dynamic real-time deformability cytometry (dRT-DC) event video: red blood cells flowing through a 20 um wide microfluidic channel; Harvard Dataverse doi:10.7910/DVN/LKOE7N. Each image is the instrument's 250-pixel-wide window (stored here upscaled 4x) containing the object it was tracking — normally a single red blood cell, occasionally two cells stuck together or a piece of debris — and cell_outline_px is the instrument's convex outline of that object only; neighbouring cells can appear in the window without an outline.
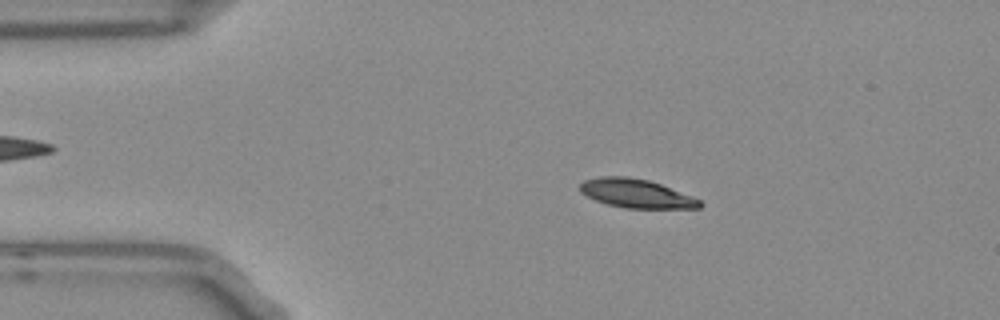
{"species": "Egyptian fruit bat (a non-hibernating species)", "species_latin": "Rousettus aegyptiacus", "temperature_condition": "room temperature", "stored_images_in_passage": 53, "camera_frame_rate_fps": 3000, "um_per_image_px": 0.085, "frame": {"image": 1, "passage_image": 9, "time_ms": 2.667, "image_size_px": [1000, 320], "cell_outline_px": [[704, 204], [700, 208], [624, 208], [608, 204], [596, 200], [580, 192], [580, 184], [584, 180], [600, 176], [628, 176], [648, 180], [660, 184], [692, 196], [700, 200]], "centroid_in_image_um": [54.08, 16.44], "position_along_channel_um": 30.9, "area_um2": 20.0}}
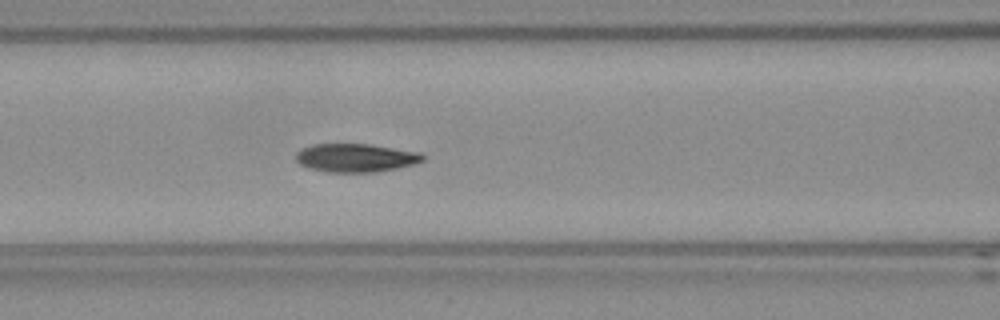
{"frame": {"image": 2, "passage_image": 21, "time_ms": 6.667, "image_size_px": [1000, 320], "cell_outline_px": [[424, 160], [412, 164], [396, 168], [376, 172], [328, 172], [308, 168], [300, 164], [296, 160], [296, 152], [312, 144], [368, 144], [420, 152], [424, 156]], "centroid_in_image_um": [30.21, 13.41], "position_along_channel_um": 136.4, "area_um2": 20.87}}
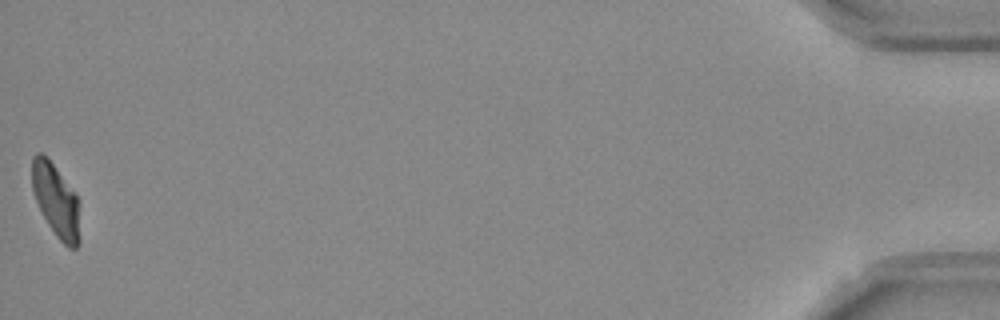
{"frame": {"image": 3, "passage_image": 53, "time_ms": 17.333, "image_size_px": [1000, 320], "cell_outline_px": [[80, 244], [76, 248], [68, 248], [56, 236], [48, 224], [32, 192], [32, 156], [36, 152], [40, 152], [52, 164], [76, 196], [80, 240]], "centroid_in_image_um": [4.73, 17.08], "position_along_channel_um": 430.5, "area_um2": 19.71}, "authors_computed_cell_mechanics": {"area_um2": 20.8658, "velocity_mm_per_s": 3.7236, "shape_relaxation_time_tau1_ms": 3.6228, "shape_relaxation_time_tau2_ms": 1.6437, "deformation_change_tau1": 0.1633, "deformation_change_tau2": 0.0629}}